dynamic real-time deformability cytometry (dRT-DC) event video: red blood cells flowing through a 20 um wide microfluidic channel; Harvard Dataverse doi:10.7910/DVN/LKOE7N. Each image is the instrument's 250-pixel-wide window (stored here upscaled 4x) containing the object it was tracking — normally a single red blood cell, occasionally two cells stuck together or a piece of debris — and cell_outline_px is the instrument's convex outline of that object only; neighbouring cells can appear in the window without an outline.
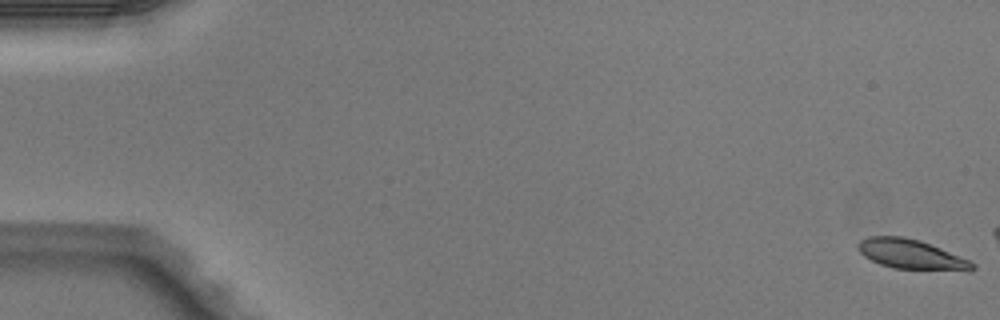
{"species": "Egyptian fruit bat (a non-hibernating species)", "species_latin": "Rousettus aegyptiacus", "temperature_condition": "warm", "stored_images_in_passage": 4, "camera_frame_rate_fps": 3000, "um_per_image_px": 0.085, "animal": {"sex": "male"}, "frame": {"image": 1, "passage_image": 1, "time_ms": 0.0, "image_size_px": [1000, 320], "cell_outline_px": [[976, 268], [892, 268], [880, 264], [864, 256], [856, 248], [856, 244], [860, 240], [868, 236], [904, 236], [920, 240], [940, 248], [968, 260], [976, 264]], "centroid_in_image_um": [77.27, 21.55], "position_along_channel_um": 7.7, "area_um2": 18.9}}